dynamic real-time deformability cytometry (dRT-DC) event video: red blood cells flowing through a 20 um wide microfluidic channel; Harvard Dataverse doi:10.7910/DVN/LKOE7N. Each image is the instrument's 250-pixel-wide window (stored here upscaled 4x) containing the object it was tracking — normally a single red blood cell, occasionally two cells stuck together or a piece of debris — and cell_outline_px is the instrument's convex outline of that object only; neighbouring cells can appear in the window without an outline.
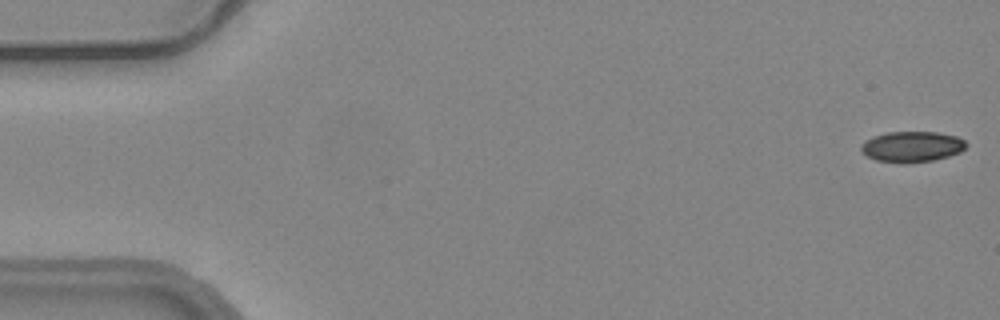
{"species": "common noctule bat (a hibernating species)", "species_latin": "Nyctalus noctula", "temperature_condition": "warm", "stored_images_in_passage": 55, "camera_frame_rate_fps": 3000, "um_per_image_px": 0.085, "animal": {"sex": "female", "body_mass_g": 24.6, "forearm_length_mm": 56.2}, "frame": {"image": 1, "passage_image": 1, "time_ms": 0.0, "image_size_px": [1000, 320], "cell_outline_px": [[968, 144], [960, 152], [948, 156], [932, 160], [908, 164], [904, 164], [876, 160], [860, 152], [860, 144], [864, 140], [872, 136], [888, 132], [936, 132], [956, 136], [964, 140]], "centroid_in_image_um": [77.47, 12.47], "position_along_channel_um": 7.5, "area_um2": 19.02}}
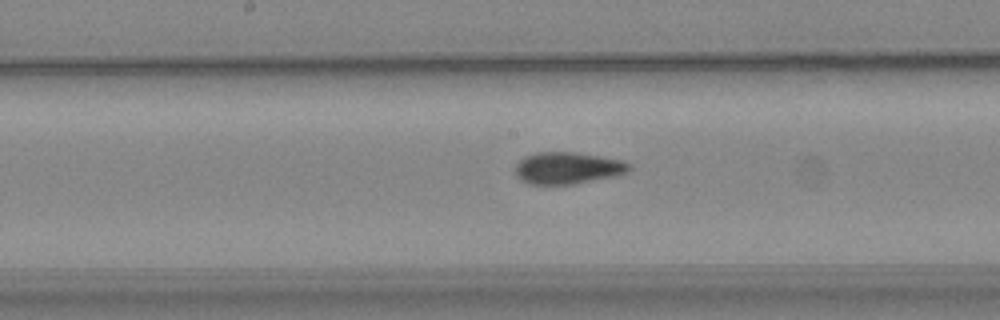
{"frame": {"image": 2, "passage_image": 28, "time_ms": 9.0, "image_size_px": [1000, 320], "cell_outline_px": [[632, 168], [628, 172], [612, 176], [572, 184], [528, 184], [520, 180], [516, 176], [516, 164], [524, 156], [536, 152], [576, 152], [624, 160], [632, 164]], "centroid_in_image_um": [48.25, 14.27], "position_along_channel_um": 199.9, "area_um2": 21.21}}
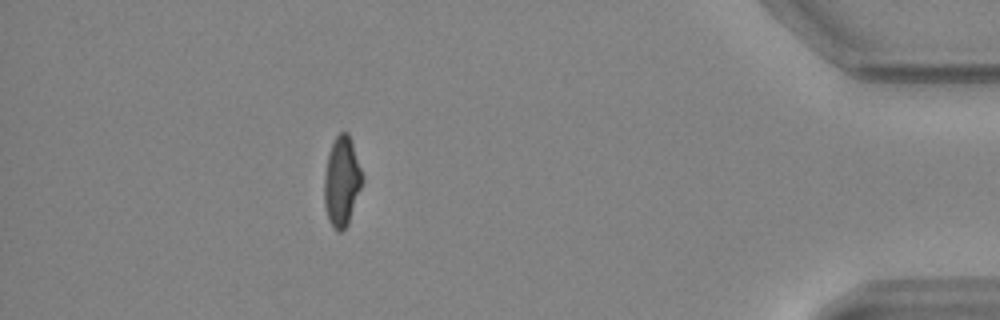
{"frame": {"image": 3, "passage_image": 49, "time_ms": 16.0, "image_size_px": [1000, 320], "cell_outline_px": [[364, 180], [348, 224], [340, 232], [328, 220], [324, 204], [324, 176], [328, 152], [336, 136], [340, 132], [348, 132], [364, 176]], "centroid_in_image_um": [29.06, 15.4], "position_along_channel_um": 406.1, "area_um2": 19.88}, "authors_computed_cell_mechanics": {"area_um2": 20.4034, "velocity_mm_per_s": 3.7184, "shape_relaxation_time_tau1_ms": null, "shape_relaxation_time_tau2_ms": 1.3241, "deformation_change_tau1": null, "deformation_change_tau2": 0.054}}